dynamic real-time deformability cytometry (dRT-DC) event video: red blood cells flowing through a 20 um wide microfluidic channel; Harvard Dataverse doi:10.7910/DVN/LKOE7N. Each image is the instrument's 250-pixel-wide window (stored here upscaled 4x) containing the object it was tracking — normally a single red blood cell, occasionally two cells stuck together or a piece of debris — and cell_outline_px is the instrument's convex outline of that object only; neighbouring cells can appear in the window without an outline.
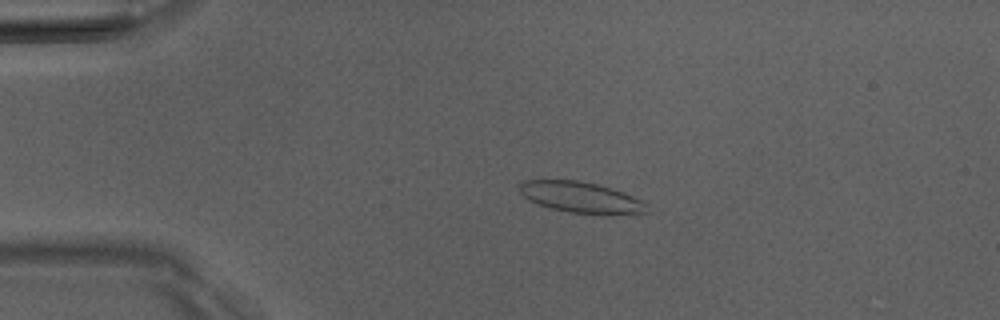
{"species": "Egyptian fruit bat (a non-hibernating species)", "species_latin": "Rousettus aegyptiacus", "temperature_condition": "room temperature", "stored_images_in_passage": 5, "camera_frame_rate_fps": 3000, "um_per_image_px": 0.085, "animal": {"sex": "male"}, "frame": {"image": 1, "passage_image": 4, "time_ms": 3.667, "image_size_px": [1000, 320], "cell_outline_px": [[648, 212], [604, 216], [568, 212], [552, 208], [528, 200], [520, 192], [516, 184], [524, 180], [576, 180], [596, 184], [612, 188], [624, 192], [640, 200], [644, 204]], "centroid_in_image_um": [49.35, 16.78], "position_along_channel_um": 35.6, "area_um2": 23.18}}